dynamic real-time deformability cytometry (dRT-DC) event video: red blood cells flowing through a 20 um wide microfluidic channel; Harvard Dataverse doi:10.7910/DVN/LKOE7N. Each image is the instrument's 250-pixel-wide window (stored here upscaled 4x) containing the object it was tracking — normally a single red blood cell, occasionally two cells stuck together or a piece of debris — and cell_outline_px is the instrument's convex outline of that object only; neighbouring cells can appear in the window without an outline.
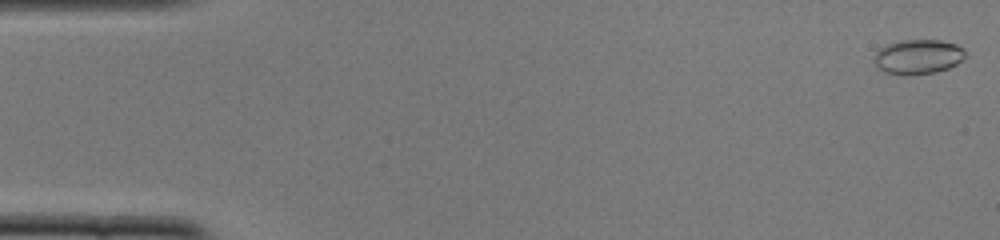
{"species": "common noctule bat (a hibernating species)", "species_latin": "Nyctalus noctula", "temperature_condition": "cold", "stored_images_in_passage": 52, "camera_frame_rate_fps": 3000, "um_per_image_px": 0.085, "animal": {"sex": "female", "body_mass_g": 22.0, "forearm_length_mm": 56.7}, "frame": {"image": 1, "passage_image": 1, "time_ms": 0.0, "image_size_px": [1000, 240], "cell_outline_px": [[968, 56], [956, 64], [948, 68], [936, 72], [912, 76], [904, 76], [884, 72], [876, 68], [872, 60], [876, 52], [880, 48], [888, 44], [900, 40], [940, 40], [956, 44], [964, 48]], "centroid_in_image_um": [78.02, 4.84], "position_along_channel_um": 7.0, "area_um2": 18.96}}
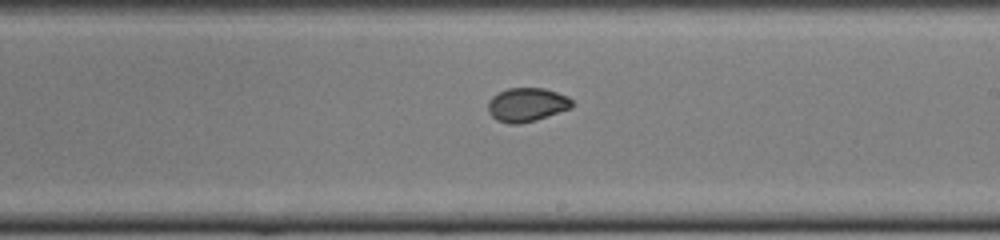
{"frame": {"image": 2, "passage_image": 30, "time_ms": 9.667, "image_size_px": [1000, 240], "cell_outline_px": [[572, 108], [536, 120], [520, 124], [508, 124], [496, 120], [488, 112], [488, 100], [492, 96], [508, 88], [544, 88], [568, 96], [572, 100]], "centroid_in_image_um": [44.77, 8.91], "position_along_channel_um": 244.2, "area_um2": 16.65}}
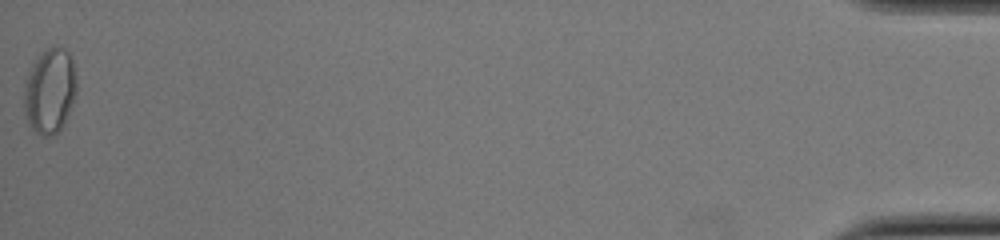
{"frame": {"image": 3, "passage_image": 52, "time_ms": 17.0, "image_size_px": [1000, 240], "cell_outline_px": [[76, 96], [64, 124], [56, 132], [48, 136], [44, 136], [36, 132], [32, 128], [24, 112], [24, 84], [28, 72], [32, 64], [48, 48], [64, 48], [68, 52], [72, 60], [76, 76]], "centroid_in_image_um": [4.24, 7.74], "position_along_channel_um": 431.0, "area_um2": 25.78}}